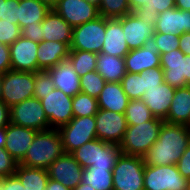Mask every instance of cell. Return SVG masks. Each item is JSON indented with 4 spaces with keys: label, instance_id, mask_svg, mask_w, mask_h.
<instances>
[{
    "label": "cell",
    "instance_id": "6da1fadb",
    "mask_svg": "<svg viewBox=\"0 0 190 190\" xmlns=\"http://www.w3.org/2000/svg\"><path fill=\"white\" fill-rule=\"evenodd\" d=\"M190 144V127L163 122L157 141L143 156L147 165L176 164Z\"/></svg>",
    "mask_w": 190,
    "mask_h": 190
},
{
    "label": "cell",
    "instance_id": "7a4b0ae2",
    "mask_svg": "<svg viewBox=\"0 0 190 190\" xmlns=\"http://www.w3.org/2000/svg\"><path fill=\"white\" fill-rule=\"evenodd\" d=\"M61 135L58 129L37 131L36 136L19 164L29 168L48 169L64 154Z\"/></svg>",
    "mask_w": 190,
    "mask_h": 190
},
{
    "label": "cell",
    "instance_id": "3957f363",
    "mask_svg": "<svg viewBox=\"0 0 190 190\" xmlns=\"http://www.w3.org/2000/svg\"><path fill=\"white\" fill-rule=\"evenodd\" d=\"M164 120L153 117L137 125H128L120 148L123 154L144 156L157 141Z\"/></svg>",
    "mask_w": 190,
    "mask_h": 190
},
{
    "label": "cell",
    "instance_id": "277c9868",
    "mask_svg": "<svg viewBox=\"0 0 190 190\" xmlns=\"http://www.w3.org/2000/svg\"><path fill=\"white\" fill-rule=\"evenodd\" d=\"M142 156L121 154L112 169L113 190H144Z\"/></svg>",
    "mask_w": 190,
    "mask_h": 190
},
{
    "label": "cell",
    "instance_id": "5b68a950",
    "mask_svg": "<svg viewBox=\"0 0 190 190\" xmlns=\"http://www.w3.org/2000/svg\"><path fill=\"white\" fill-rule=\"evenodd\" d=\"M35 73L10 70L2 74L1 100L10 108L34 97Z\"/></svg>",
    "mask_w": 190,
    "mask_h": 190
},
{
    "label": "cell",
    "instance_id": "8992f818",
    "mask_svg": "<svg viewBox=\"0 0 190 190\" xmlns=\"http://www.w3.org/2000/svg\"><path fill=\"white\" fill-rule=\"evenodd\" d=\"M143 184L144 190H188L189 180L179 173L176 164H145Z\"/></svg>",
    "mask_w": 190,
    "mask_h": 190
},
{
    "label": "cell",
    "instance_id": "52a82bcc",
    "mask_svg": "<svg viewBox=\"0 0 190 190\" xmlns=\"http://www.w3.org/2000/svg\"><path fill=\"white\" fill-rule=\"evenodd\" d=\"M64 152L71 154L85 143L97 139L95 116L73 117L59 129Z\"/></svg>",
    "mask_w": 190,
    "mask_h": 190
},
{
    "label": "cell",
    "instance_id": "ba28073f",
    "mask_svg": "<svg viewBox=\"0 0 190 190\" xmlns=\"http://www.w3.org/2000/svg\"><path fill=\"white\" fill-rule=\"evenodd\" d=\"M106 31V18L97 19L73 27L70 50L101 53Z\"/></svg>",
    "mask_w": 190,
    "mask_h": 190
},
{
    "label": "cell",
    "instance_id": "9c48e42d",
    "mask_svg": "<svg viewBox=\"0 0 190 190\" xmlns=\"http://www.w3.org/2000/svg\"><path fill=\"white\" fill-rule=\"evenodd\" d=\"M10 123L43 131L50 129L41 101L32 97L10 107Z\"/></svg>",
    "mask_w": 190,
    "mask_h": 190
},
{
    "label": "cell",
    "instance_id": "30bf717a",
    "mask_svg": "<svg viewBox=\"0 0 190 190\" xmlns=\"http://www.w3.org/2000/svg\"><path fill=\"white\" fill-rule=\"evenodd\" d=\"M50 128L59 129L66 125L74 117L72 109V97L58 89L43 95L40 99Z\"/></svg>",
    "mask_w": 190,
    "mask_h": 190
},
{
    "label": "cell",
    "instance_id": "8fae6325",
    "mask_svg": "<svg viewBox=\"0 0 190 190\" xmlns=\"http://www.w3.org/2000/svg\"><path fill=\"white\" fill-rule=\"evenodd\" d=\"M95 121L97 139L116 145L121 143L128 127L125 114L99 109Z\"/></svg>",
    "mask_w": 190,
    "mask_h": 190
},
{
    "label": "cell",
    "instance_id": "7c38bea8",
    "mask_svg": "<svg viewBox=\"0 0 190 190\" xmlns=\"http://www.w3.org/2000/svg\"><path fill=\"white\" fill-rule=\"evenodd\" d=\"M124 61L128 73H141L144 70L161 66L160 53L155 43V37H150L143 47L130 50L124 56Z\"/></svg>",
    "mask_w": 190,
    "mask_h": 190
},
{
    "label": "cell",
    "instance_id": "4fadbf2b",
    "mask_svg": "<svg viewBox=\"0 0 190 190\" xmlns=\"http://www.w3.org/2000/svg\"><path fill=\"white\" fill-rule=\"evenodd\" d=\"M53 9L71 26L97 19L99 8L85 0H59Z\"/></svg>",
    "mask_w": 190,
    "mask_h": 190
},
{
    "label": "cell",
    "instance_id": "5bb4252c",
    "mask_svg": "<svg viewBox=\"0 0 190 190\" xmlns=\"http://www.w3.org/2000/svg\"><path fill=\"white\" fill-rule=\"evenodd\" d=\"M39 43L23 36L9 45L11 70L38 72L37 50Z\"/></svg>",
    "mask_w": 190,
    "mask_h": 190
},
{
    "label": "cell",
    "instance_id": "9a60e30c",
    "mask_svg": "<svg viewBox=\"0 0 190 190\" xmlns=\"http://www.w3.org/2000/svg\"><path fill=\"white\" fill-rule=\"evenodd\" d=\"M49 179L61 182L73 190L82 182L83 168L71 154L64 153L47 169Z\"/></svg>",
    "mask_w": 190,
    "mask_h": 190
},
{
    "label": "cell",
    "instance_id": "2e32d148",
    "mask_svg": "<svg viewBox=\"0 0 190 190\" xmlns=\"http://www.w3.org/2000/svg\"><path fill=\"white\" fill-rule=\"evenodd\" d=\"M118 19L122 23V30L130 50L143 47L155 33V25L142 21L133 12Z\"/></svg>",
    "mask_w": 190,
    "mask_h": 190
},
{
    "label": "cell",
    "instance_id": "e0dca14e",
    "mask_svg": "<svg viewBox=\"0 0 190 190\" xmlns=\"http://www.w3.org/2000/svg\"><path fill=\"white\" fill-rule=\"evenodd\" d=\"M37 131L9 123L6 126V144L4 149L18 162L26 155Z\"/></svg>",
    "mask_w": 190,
    "mask_h": 190
},
{
    "label": "cell",
    "instance_id": "ac0fdd59",
    "mask_svg": "<svg viewBox=\"0 0 190 190\" xmlns=\"http://www.w3.org/2000/svg\"><path fill=\"white\" fill-rule=\"evenodd\" d=\"M160 61L164 74V82L174 88L188 86L184 75L185 54L180 49L160 54Z\"/></svg>",
    "mask_w": 190,
    "mask_h": 190
},
{
    "label": "cell",
    "instance_id": "d6986e66",
    "mask_svg": "<svg viewBox=\"0 0 190 190\" xmlns=\"http://www.w3.org/2000/svg\"><path fill=\"white\" fill-rule=\"evenodd\" d=\"M175 89L166 82H163L157 85V87L146 90L141 100L150 109L154 117L165 120L174 97Z\"/></svg>",
    "mask_w": 190,
    "mask_h": 190
},
{
    "label": "cell",
    "instance_id": "ffe728a7",
    "mask_svg": "<svg viewBox=\"0 0 190 190\" xmlns=\"http://www.w3.org/2000/svg\"><path fill=\"white\" fill-rule=\"evenodd\" d=\"M155 32L180 35L190 32V11L176 7L157 15Z\"/></svg>",
    "mask_w": 190,
    "mask_h": 190
},
{
    "label": "cell",
    "instance_id": "44dd1931",
    "mask_svg": "<svg viewBox=\"0 0 190 190\" xmlns=\"http://www.w3.org/2000/svg\"><path fill=\"white\" fill-rule=\"evenodd\" d=\"M41 30L43 41H58L70 47L73 27H71L53 8H51L42 21Z\"/></svg>",
    "mask_w": 190,
    "mask_h": 190
},
{
    "label": "cell",
    "instance_id": "7402d4cb",
    "mask_svg": "<svg viewBox=\"0 0 190 190\" xmlns=\"http://www.w3.org/2000/svg\"><path fill=\"white\" fill-rule=\"evenodd\" d=\"M52 76L55 88L66 95L74 97L81 92L80 76L74 71L68 60L62 61L47 70Z\"/></svg>",
    "mask_w": 190,
    "mask_h": 190
},
{
    "label": "cell",
    "instance_id": "603a6c76",
    "mask_svg": "<svg viewBox=\"0 0 190 190\" xmlns=\"http://www.w3.org/2000/svg\"><path fill=\"white\" fill-rule=\"evenodd\" d=\"M70 47L58 41H41L37 50L38 71H47L67 60Z\"/></svg>",
    "mask_w": 190,
    "mask_h": 190
},
{
    "label": "cell",
    "instance_id": "cb8c5ba5",
    "mask_svg": "<svg viewBox=\"0 0 190 190\" xmlns=\"http://www.w3.org/2000/svg\"><path fill=\"white\" fill-rule=\"evenodd\" d=\"M129 51L121 21L118 18H106L105 39L101 52L124 58Z\"/></svg>",
    "mask_w": 190,
    "mask_h": 190
},
{
    "label": "cell",
    "instance_id": "d4e9b609",
    "mask_svg": "<svg viewBox=\"0 0 190 190\" xmlns=\"http://www.w3.org/2000/svg\"><path fill=\"white\" fill-rule=\"evenodd\" d=\"M166 123L190 127V86L176 88Z\"/></svg>",
    "mask_w": 190,
    "mask_h": 190
},
{
    "label": "cell",
    "instance_id": "484cf974",
    "mask_svg": "<svg viewBox=\"0 0 190 190\" xmlns=\"http://www.w3.org/2000/svg\"><path fill=\"white\" fill-rule=\"evenodd\" d=\"M97 102L99 109L125 114L130 99L123 91L121 82H106Z\"/></svg>",
    "mask_w": 190,
    "mask_h": 190
},
{
    "label": "cell",
    "instance_id": "4316f807",
    "mask_svg": "<svg viewBox=\"0 0 190 190\" xmlns=\"http://www.w3.org/2000/svg\"><path fill=\"white\" fill-rule=\"evenodd\" d=\"M96 71L106 82H121L127 73L124 58L103 52L97 54Z\"/></svg>",
    "mask_w": 190,
    "mask_h": 190
},
{
    "label": "cell",
    "instance_id": "83f0119b",
    "mask_svg": "<svg viewBox=\"0 0 190 190\" xmlns=\"http://www.w3.org/2000/svg\"><path fill=\"white\" fill-rule=\"evenodd\" d=\"M51 8L40 0H20L18 6L19 27L22 29L28 24L42 23Z\"/></svg>",
    "mask_w": 190,
    "mask_h": 190
},
{
    "label": "cell",
    "instance_id": "f1b7e54d",
    "mask_svg": "<svg viewBox=\"0 0 190 190\" xmlns=\"http://www.w3.org/2000/svg\"><path fill=\"white\" fill-rule=\"evenodd\" d=\"M25 190H45L49 180L48 171L42 168H29L19 164L14 174Z\"/></svg>",
    "mask_w": 190,
    "mask_h": 190
},
{
    "label": "cell",
    "instance_id": "f546056e",
    "mask_svg": "<svg viewBox=\"0 0 190 190\" xmlns=\"http://www.w3.org/2000/svg\"><path fill=\"white\" fill-rule=\"evenodd\" d=\"M82 183L91 185L96 190H113L112 169L85 168Z\"/></svg>",
    "mask_w": 190,
    "mask_h": 190
},
{
    "label": "cell",
    "instance_id": "4dcf8cb0",
    "mask_svg": "<svg viewBox=\"0 0 190 190\" xmlns=\"http://www.w3.org/2000/svg\"><path fill=\"white\" fill-rule=\"evenodd\" d=\"M174 7L175 0H148L145 5L133 11V13L142 21L155 25L159 13Z\"/></svg>",
    "mask_w": 190,
    "mask_h": 190
},
{
    "label": "cell",
    "instance_id": "1f68e13d",
    "mask_svg": "<svg viewBox=\"0 0 190 190\" xmlns=\"http://www.w3.org/2000/svg\"><path fill=\"white\" fill-rule=\"evenodd\" d=\"M67 60L81 77L96 70L97 54L82 50H70Z\"/></svg>",
    "mask_w": 190,
    "mask_h": 190
},
{
    "label": "cell",
    "instance_id": "d6a6232c",
    "mask_svg": "<svg viewBox=\"0 0 190 190\" xmlns=\"http://www.w3.org/2000/svg\"><path fill=\"white\" fill-rule=\"evenodd\" d=\"M122 154L120 145L108 143L98 139L97 162L91 167L113 169L119 156Z\"/></svg>",
    "mask_w": 190,
    "mask_h": 190
},
{
    "label": "cell",
    "instance_id": "836d02e7",
    "mask_svg": "<svg viewBox=\"0 0 190 190\" xmlns=\"http://www.w3.org/2000/svg\"><path fill=\"white\" fill-rule=\"evenodd\" d=\"M72 109L74 117L95 116L99 110L96 98L79 92L72 97Z\"/></svg>",
    "mask_w": 190,
    "mask_h": 190
},
{
    "label": "cell",
    "instance_id": "e575fe53",
    "mask_svg": "<svg viewBox=\"0 0 190 190\" xmlns=\"http://www.w3.org/2000/svg\"><path fill=\"white\" fill-rule=\"evenodd\" d=\"M125 117L128 125H137L151 120L154 116L141 99L130 100Z\"/></svg>",
    "mask_w": 190,
    "mask_h": 190
},
{
    "label": "cell",
    "instance_id": "d590c367",
    "mask_svg": "<svg viewBox=\"0 0 190 190\" xmlns=\"http://www.w3.org/2000/svg\"><path fill=\"white\" fill-rule=\"evenodd\" d=\"M74 159L85 169L97 162L98 139L91 140L71 153Z\"/></svg>",
    "mask_w": 190,
    "mask_h": 190
},
{
    "label": "cell",
    "instance_id": "8d00e7d4",
    "mask_svg": "<svg viewBox=\"0 0 190 190\" xmlns=\"http://www.w3.org/2000/svg\"><path fill=\"white\" fill-rule=\"evenodd\" d=\"M99 14L107 19L121 18L131 13L127 0H101Z\"/></svg>",
    "mask_w": 190,
    "mask_h": 190
},
{
    "label": "cell",
    "instance_id": "74e56055",
    "mask_svg": "<svg viewBox=\"0 0 190 190\" xmlns=\"http://www.w3.org/2000/svg\"><path fill=\"white\" fill-rule=\"evenodd\" d=\"M123 91L130 100L141 99L145 93L143 75L140 73H126L121 80Z\"/></svg>",
    "mask_w": 190,
    "mask_h": 190
},
{
    "label": "cell",
    "instance_id": "f35d334b",
    "mask_svg": "<svg viewBox=\"0 0 190 190\" xmlns=\"http://www.w3.org/2000/svg\"><path fill=\"white\" fill-rule=\"evenodd\" d=\"M105 84L106 81L96 70L88 72L80 77L81 92L96 99L103 90Z\"/></svg>",
    "mask_w": 190,
    "mask_h": 190
},
{
    "label": "cell",
    "instance_id": "ab89813d",
    "mask_svg": "<svg viewBox=\"0 0 190 190\" xmlns=\"http://www.w3.org/2000/svg\"><path fill=\"white\" fill-rule=\"evenodd\" d=\"M55 89L52 76L48 71H38L35 73L34 97L39 100L43 98L44 94Z\"/></svg>",
    "mask_w": 190,
    "mask_h": 190
},
{
    "label": "cell",
    "instance_id": "60d3db41",
    "mask_svg": "<svg viewBox=\"0 0 190 190\" xmlns=\"http://www.w3.org/2000/svg\"><path fill=\"white\" fill-rule=\"evenodd\" d=\"M21 28L19 25L11 23L7 19H0V43L5 45L13 44L21 37Z\"/></svg>",
    "mask_w": 190,
    "mask_h": 190
},
{
    "label": "cell",
    "instance_id": "b9f144b4",
    "mask_svg": "<svg viewBox=\"0 0 190 190\" xmlns=\"http://www.w3.org/2000/svg\"><path fill=\"white\" fill-rule=\"evenodd\" d=\"M153 36L155 37V43L157 44V48L160 54L179 49L180 35L155 32Z\"/></svg>",
    "mask_w": 190,
    "mask_h": 190
},
{
    "label": "cell",
    "instance_id": "7bdbcfd3",
    "mask_svg": "<svg viewBox=\"0 0 190 190\" xmlns=\"http://www.w3.org/2000/svg\"><path fill=\"white\" fill-rule=\"evenodd\" d=\"M20 0H0V19H7L11 23L19 25L18 6Z\"/></svg>",
    "mask_w": 190,
    "mask_h": 190
},
{
    "label": "cell",
    "instance_id": "ee69618b",
    "mask_svg": "<svg viewBox=\"0 0 190 190\" xmlns=\"http://www.w3.org/2000/svg\"><path fill=\"white\" fill-rule=\"evenodd\" d=\"M18 165V161H16L4 148H0V178L14 175Z\"/></svg>",
    "mask_w": 190,
    "mask_h": 190
},
{
    "label": "cell",
    "instance_id": "f6af8a7d",
    "mask_svg": "<svg viewBox=\"0 0 190 190\" xmlns=\"http://www.w3.org/2000/svg\"><path fill=\"white\" fill-rule=\"evenodd\" d=\"M140 74L143 75L145 92L146 90L157 87V85H160L164 82V74L161 66L149 70H144Z\"/></svg>",
    "mask_w": 190,
    "mask_h": 190
},
{
    "label": "cell",
    "instance_id": "bcb514c9",
    "mask_svg": "<svg viewBox=\"0 0 190 190\" xmlns=\"http://www.w3.org/2000/svg\"><path fill=\"white\" fill-rule=\"evenodd\" d=\"M21 31V36L25 38H28L38 43L43 41L41 23H36V25L28 24L25 27H23Z\"/></svg>",
    "mask_w": 190,
    "mask_h": 190
},
{
    "label": "cell",
    "instance_id": "7dc6e473",
    "mask_svg": "<svg viewBox=\"0 0 190 190\" xmlns=\"http://www.w3.org/2000/svg\"><path fill=\"white\" fill-rule=\"evenodd\" d=\"M179 173L190 180V144L176 163Z\"/></svg>",
    "mask_w": 190,
    "mask_h": 190
},
{
    "label": "cell",
    "instance_id": "c3c4849f",
    "mask_svg": "<svg viewBox=\"0 0 190 190\" xmlns=\"http://www.w3.org/2000/svg\"><path fill=\"white\" fill-rule=\"evenodd\" d=\"M11 70L10 49L8 45L0 43V73Z\"/></svg>",
    "mask_w": 190,
    "mask_h": 190
},
{
    "label": "cell",
    "instance_id": "681fc988",
    "mask_svg": "<svg viewBox=\"0 0 190 190\" xmlns=\"http://www.w3.org/2000/svg\"><path fill=\"white\" fill-rule=\"evenodd\" d=\"M0 190H25L21 181L15 176L0 178Z\"/></svg>",
    "mask_w": 190,
    "mask_h": 190
},
{
    "label": "cell",
    "instance_id": "f907efd6",
    "mask_svg": "<svg viewBox=\"0 0 190 190\" xmlns=\"http://www.w3.org/2000/svg\"><path fill=\"white\" fill-rule=\"evenodd\" d=\"M9 112L10 108L2 100H0V128H4L9 125Z\"/></svg>",
    "mask_w": 190,
    "mask_h": 190
},
{
    "label": "cell",
    "instance_id": "816d5d0a",
    "mask_svg": "<svg viewBox=\"0 0 190 190\" xmlns=\"http://www.w3.org/2000/svg\"><path fill=\"white\" fill-rule=\"evenodd\" d=\"M179 49L185 54L190 55V32L180 34Z\"/></svg>",
    "mask_w": 190,
    "mask_h": 190
},
{
    "label": "cell",
    "instance_id": "f5cc1de1",
    "mask_svg": "<svg viewBox=\"0 0 190 190\" xmlns=\"http://www.w3.org/2000/svg\"><path fill=\"white\" fill-rule=\"evenodd\" d=\"M45 190H71L64 186L61 182L49 179Z\"/></svg>",
    "mask_w": 190,
    "mask_h": 190
},
{
    "label": "cell",
    "instance_id": "db71d44e",
    "mask_svg": "<svg viewBox=\"0 0 190 190\" xmlns=\"http://www.w3.org/2000/svg\"><path fill=\"white\" fill-rule=\"evenodd\" d=\"M129 3V7L131 12L137 10L141 6L145 5L148 0H127Z\"/></svg>",
    "mask_w": 190,
    "mask_h": 190
},
{
    "label": "cell",
    "instance_id": "11a10c76",
    "mask_svg": "<svg viewBox=\"0 0 190 190\" xmlns=\"http://www.w3.org/2000/svg\"><path fill=\"white\" fill-rule=\"evenodd\" d=\"M185 81L190 86V55H185Z\"/></svg>",
    "mask_w": 190,
    "mask_h": 190
},
{
    "label": "cell",
    "instance_id": "9f6ffc18",
    "mask_svg": "<svg viewBox=\"0 0 190 190\" xmlns=\"http://www.w3.org/2000/svg\"><path fill=\"white\" fill-rule=\"evenodd\" d=\"M175 7L180 10L190 11V0H175Z\"/></svg>",
    "mask_w": 190,
    "mask_h": 190
},
{
    "label": "cell",
    "instance_id": "6f0895ef",
    "mask_svg": "<svg viewBox=\"0 0 190 190\" xmlns=\"http://www.w3.org/2000/svg\"><path fill=\"white\" fill-rule=\"evenodd\" d=\"M6 144V127L0 128V148H4Z\"/></svg>",
    "mask_w": 190,
    "mask_h": 190
},
{
    "label": "cell",
    "instance_id": "680465c9",
    "mask_svg": "<svg viewBox=\"0 0 190 190\" xmlns=\"http://www.w3.org/2000/svg\"><path fill=\"white\" fill-rule=\"evenodd\" d=\"M73 190H96L91 185L80 183L77 185V187Z\"/></svg>",
    "mask_w": 190,
    "mask_h": 190
},
{
    "label": "cell",
    "instance_id": "91938a15",
    "mask_svg": "<svg viewBox=\"0 0 190 190\" xmlns=\"http://www.w3.org/2000/svg\"><path fill=\"white\" fill-rule=\"evenodd\" d=\"M41 2L46 3L50 8H53L59 0H40Z\"/></svg>",
    "mask_w": 190,
    "mask_h": 190
},
{
    "label": "cell",
    "instance_id": "94428289",
    "mask_svg": "<svg viewBox=\"0 0 190 190\" xmlns=\"http://www.w3.org/2000/svg\"><path fill=\"white\" fill-rule=\"evenodd\" d=\"M85 1H87L89 4L96 5L98 7H99L100 2H101V0H85Z\"/></svg>",
    "mask_w": 190,
    "mask_h": 190
},
{
    "label": "cell",
    "instance_id": "6125c7cd",
    "mask_svg": "<svg viewBox=\"0 0 190 190\" xmlns=\"http://www.w3.org/2000/svg\"><path fill=\"white\" fill-rule=\"evenodd\" d=\"M2 95V73H0V100Z\"/></svg>",
    "mask_w": 190,
    "mask_h": 190
},
{
    "label": "cell",
    "instance_id": "be15d7a7",
    "mask_svg": "<svg viewBox=\"0 0 190 190\" xmlns=\"http://www.w3.org/2000/svg\"><path fill=\"white\" fill-rule=\"evenodd\" d=\"M188 190H190V180H189V184H188Z\"/></svg>",
    "mask_w": 190,
    "mask_h": 190
}]
</instances>
